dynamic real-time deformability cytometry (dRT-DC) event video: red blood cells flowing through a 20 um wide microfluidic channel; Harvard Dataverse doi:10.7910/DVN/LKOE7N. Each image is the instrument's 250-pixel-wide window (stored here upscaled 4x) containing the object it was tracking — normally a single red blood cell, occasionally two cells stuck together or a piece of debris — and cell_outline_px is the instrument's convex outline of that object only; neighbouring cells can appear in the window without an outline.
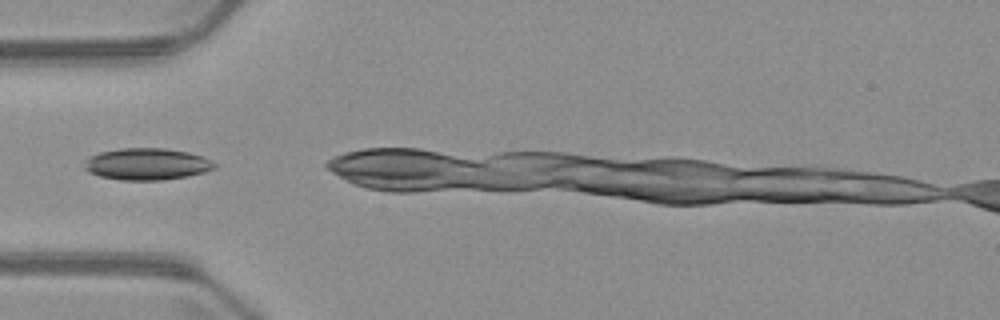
{"species": "common noctule bat (a hibernating species)", "species_latin": "Nyctalus noctula", "temperature_condition": "warm", "stored_images_in_passage": 4, "camera_frame_rate_fps": 3000, "um_per_image_px": 0.085, "animal": {"sex": "male", "body_mass_g": 23.1, "forearm_length_mm": 52.7}, "frame": {"image": 1, "passage_image": 1, "time_ms": 0.0, "image_size_px": [1000, 320], "cell_outline_px": [[220, 164], [216, 168], [204, 172], [188, 176], [160, 180], [120, 180], [100, 176], [88, 172], [84, 168], [88, 156], [100, 152], [120, 148], [164, 148], [188, 152], [200, 156]], "centroid_in_image_um": [12.5, 13.94], "position_along_channel_um": 72.5, "area_um2": 24.16}}